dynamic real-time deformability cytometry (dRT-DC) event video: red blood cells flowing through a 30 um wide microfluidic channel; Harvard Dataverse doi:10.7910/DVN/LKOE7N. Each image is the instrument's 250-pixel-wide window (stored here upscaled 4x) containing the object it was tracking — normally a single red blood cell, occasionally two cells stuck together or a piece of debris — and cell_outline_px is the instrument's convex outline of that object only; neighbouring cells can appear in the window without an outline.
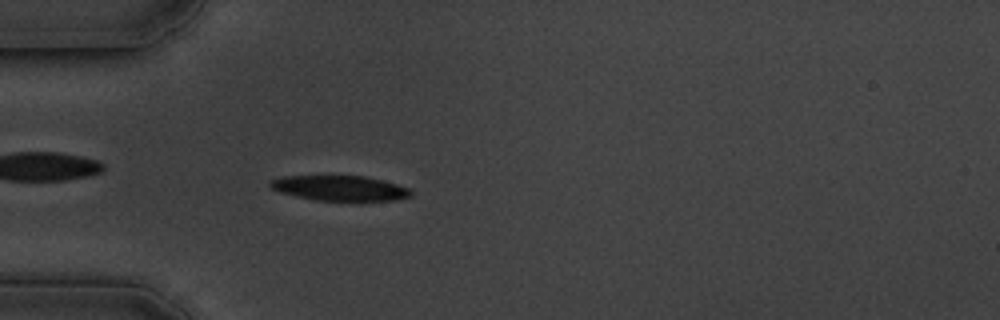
{"species": "common noctule bat (a hibernating species)", "species_latin": "Nyctalus noctula", "temperature_condition": "cold", "stored_images_in_passage": 59, "camera_frame_rate_fps": 3000, "um_per_image_px": 0.085, "animal": {"sex": "male", "body_mass_g": 19.5, "forearm_length_mm": 54.6}, "frame": {"image": 1, "passage_image": 17, "time_ms": 5.333, "image_size_px": [1000, 320], "cell_outline_px": [[412, 196], [396, 200], [360, 204], [316, 200], [296, 196], [280, 192], [272, 188], [268, 184], [272, 180], [284, 176], [364, 176], [396, 184], [408, 188], [412, 192]], "centroid_in_image_um": [28.97, 16.05], "position_along_channel_um": 56.0, "area_um2": 21.39}}
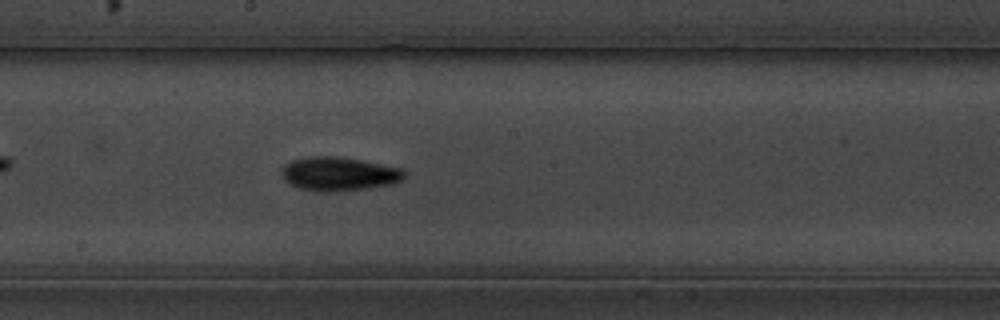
{"frame": {"image": 2, "passage_image": 32, "time_ms": 10.333, "image_size_px": [1000, 320], "cell_outline_px": [[404, 176], [400, 180], [392, 184], [364, 188], [332, 192], [312, 192], [296, 188], [288, 184], [284, 180], [280, 172], [280, 168], [284, 164], [292, 160], [312, 156], [340, 156], [400, 168], [404, 172]], "centroid_in_image_um": [28.69, 14.79], "position_along_channel_um": 219.5, "area_um2": 24.33}}
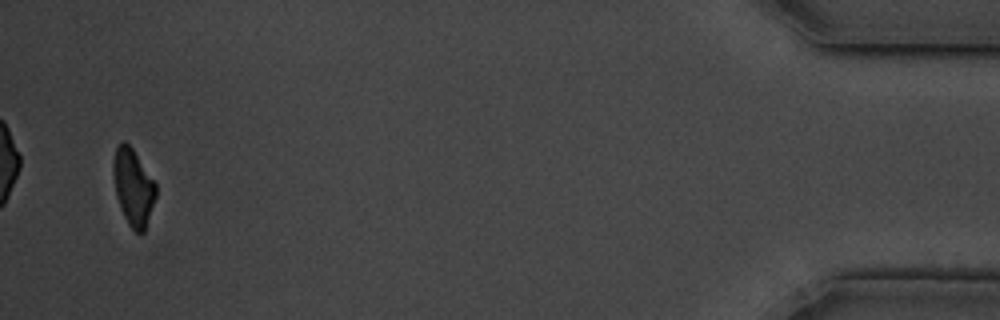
{"frame": {"image": 3, "passage_image": 57, "time_ms": 18.667, "image_size_px": [1000, 320], "cell_outline_px": [[156, 196], [144, 232], [140, 236], [128, 224], [120, 208], [116, 196], [112, 172], [112, 160], [116, 148], [124, 140], [132, 148], [156, 184]], "centroid_in_image_um": [11.3, 15.93], "position_along_channel_um": 423.9, "area_um2": 19.02}, "authors_computed_cell_mechanics": {"area_um2": 21.3282, "velocity_mm_per_s": 3.4003, "shape_relaxation_time_tau1_ms": 3.4225, "shape_relaxation_time_tau2_ms": null, "deformation_change_tau1": 0.1184, "deformation_change_tau2": null}}